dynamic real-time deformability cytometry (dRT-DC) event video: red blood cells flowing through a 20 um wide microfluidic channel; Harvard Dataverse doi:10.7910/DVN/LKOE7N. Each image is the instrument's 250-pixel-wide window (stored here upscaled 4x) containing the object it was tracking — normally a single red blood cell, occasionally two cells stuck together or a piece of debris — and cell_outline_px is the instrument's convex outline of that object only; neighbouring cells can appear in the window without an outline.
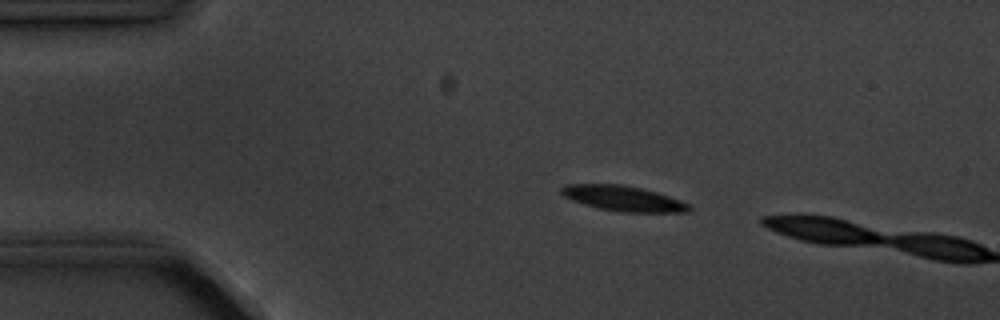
{"species": "common noctule bat (a hibernating species)", "species_latin": "Nyctalus noctula", "temperature_condition": "cold", "stored_images_in_passage": 4, "camera_frame_rate_fps": 3000, "um_per_image_px": 0.085, "animal": {"sex": "male", "body_mass_g": 20.1, "forearm_length_mm": 53.5}, "frame": {"image": 1, "passage_image": 3, "time_ms": 2.333, "image_size_px": [1000, 320], "cell_outline_px": [[692, 208], [688, 212], [624, 212], [600, 208], [584, 204], [572, 200], [564, 196], [560, 192], [560, 188], [568, 184], [620, 184], [640, 188], [656, 192], [680, 200], [688, 204]], "centroid_in_image_um": [52.97, 16.86], "position_along_channel_um": 32.0, "area_um2": 18.55}}